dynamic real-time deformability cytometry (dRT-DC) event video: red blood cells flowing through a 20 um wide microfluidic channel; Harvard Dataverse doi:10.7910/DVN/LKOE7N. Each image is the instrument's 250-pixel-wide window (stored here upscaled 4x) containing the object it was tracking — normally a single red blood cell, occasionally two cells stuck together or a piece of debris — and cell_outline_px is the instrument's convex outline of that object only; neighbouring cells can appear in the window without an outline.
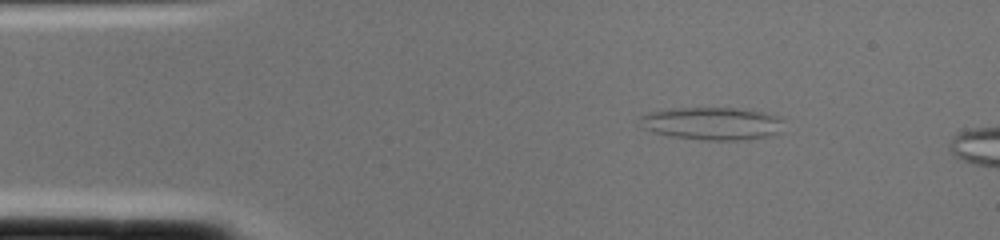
{"species": "common noctule bat (a hibernating species)", "species_latin": "Nyctalus noctula", "temperature_condition": "cold", "stored_images_in_passage": 4, "segment_of_instrument_passage": [2, 2], "camera_frame_rate_fps": 3000, "um_per_image_px": 0.085, "animal": {"sex": "female", "body_mass_g": 22.0, "forearm_length_mm": 56.7}, "frame": {"image": 1, "passage_image": 4, "time_ms": 1.0, "image_size_px": [1000, 240], "cell_outline_px": [[784, 132], [768, 136], [748, 140], [704, 140], [668, 136], [652, 132], [644, 128], [640, 116], [648, 112], [676, 108], [736, 108], [760, 112], [780, 116], [784, 120]], "centroid_in_image_um": [60.61, 10.51], "position_along_channel_um": 24.4, "area_um2": 27.74}}